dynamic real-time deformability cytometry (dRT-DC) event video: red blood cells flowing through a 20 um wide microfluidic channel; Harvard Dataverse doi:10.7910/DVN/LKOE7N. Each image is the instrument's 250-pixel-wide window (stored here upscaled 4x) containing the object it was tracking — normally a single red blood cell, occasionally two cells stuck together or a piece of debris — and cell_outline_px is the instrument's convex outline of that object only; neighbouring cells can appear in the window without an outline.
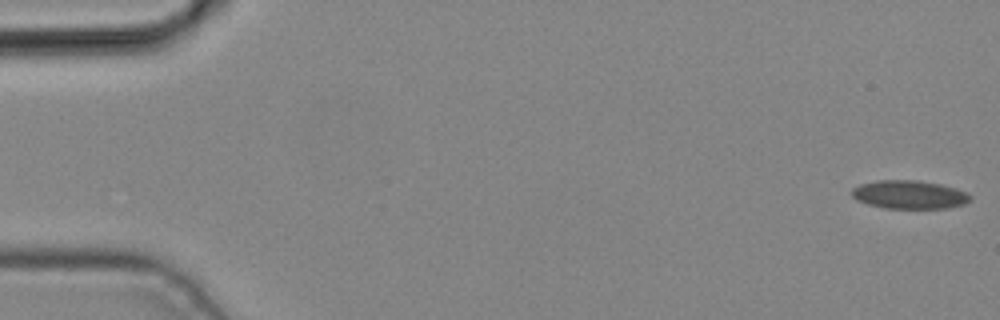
{"species": "common noctule bat (a hibernating species)", "species_latin": "Nyctalus noctula", "temperature_condition": "cold", "stored_images_in_passage": 6, "camera_frame_rate_fps": 3000, "um_per_image_px": 0.085, "animal": {"sex": "male", "body_mass_g": 19.2, "forearm_length_mm": 51.8}, "frame": {"image": 1, "passage_image": 1, "time_ms": 0.0, "image_size_px": [1000, 320], "cell_outline_px": [[972, 200], [964, 204], [948, 208], [884, 208], [868, 204], [856, 200], [852, 196], [852, 188], [860, 184], [876, 180], [916, 180], [940, 184], [956, 188], [968, 192], [972, 196]], "centroid_in_image_um": [77.32, 16.54], "position_along_channel_um": 7.7, "area_um2": 19.77}}
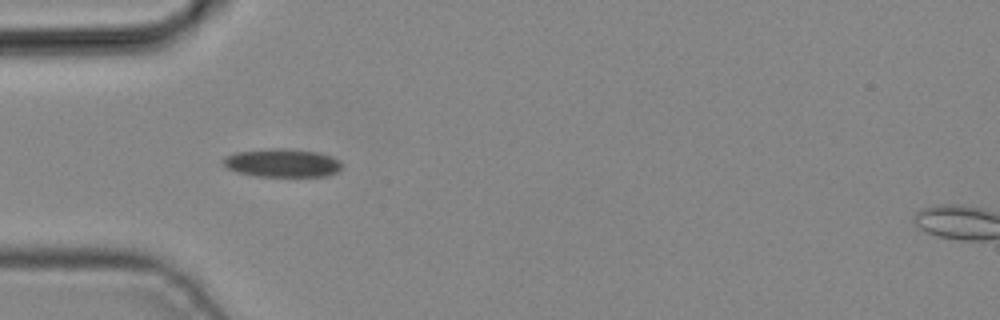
{"frame": {"image": 2, "passage_image": 5, "time_ms": 1.333, "image_size_px": [1000, 320], "cell_outline_px": [[344, 164], [336, 172], [328, 176], [256, 176], [236, 172], [228, 168], [220, 160], [224, 156], [236, 152], [268, 148], [284, 148], [316, 152], [332, 156], [340, 160]], "centroid_in_image_um": [23.98, 13.84], "position_along_channel_um": 61.0, "area_um2": 19.77}}
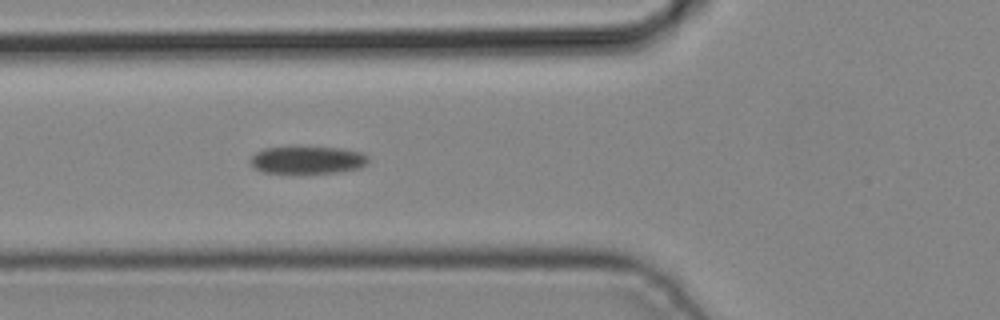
{"frame": {"image": 3, "passage_image": 6, "time_ms": 1.667, "image_size_px": [1000, 320], "cell_outline_px": [[368, 160], [360, 168], [340, 172], [264, 172], [256, 168], [248, 160], [256, 152], [264, 148], [292, 144], [300, 144], [344, 148], [364, 152], [368, 156]], "centroid_in_image_um": [26.14, 13.52], "position_along_channel_um": 99.7, "area_um2": 19.71}}